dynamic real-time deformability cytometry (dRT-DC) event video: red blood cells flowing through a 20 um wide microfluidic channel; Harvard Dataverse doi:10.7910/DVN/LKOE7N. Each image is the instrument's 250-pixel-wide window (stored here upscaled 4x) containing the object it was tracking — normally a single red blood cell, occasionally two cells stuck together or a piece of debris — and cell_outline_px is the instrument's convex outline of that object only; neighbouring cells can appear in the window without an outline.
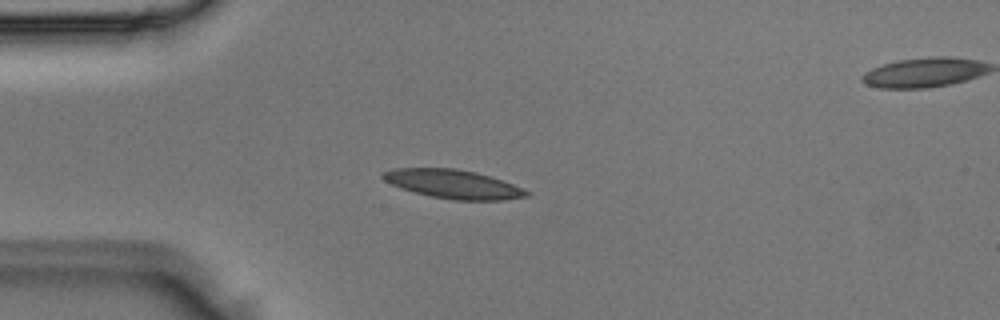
{"species": "Egyptian fruit bat (a non-hibernating species)", "species_latin": "Rousettus aegyptiacus", "temperature_condition": "room temperature", "stored_images_in_passage": 3, "segment_of_instrument_passage": [1, 2], "camera_frame_rate_fps": 3000, "um_per_image_px": 0.085, "animal": {"sex": "male"}, "frame": {"image": 1, "passage_image": 2, "time_ms": 0.333, "image_size_px": [1000, 320], "cell_outline_px": [[532, 192], [528, 196], [504, 200], [456, 200], [432, 196], [400, 188], [384, 180], [380, 176], [380, 172], [392, 168], [456, 168], [476, 172], [512, 184]], "centroid_in_image_um": [38.49, 15.64], "position_along_channel_um": 46.5, "area_um2": 23.99}}